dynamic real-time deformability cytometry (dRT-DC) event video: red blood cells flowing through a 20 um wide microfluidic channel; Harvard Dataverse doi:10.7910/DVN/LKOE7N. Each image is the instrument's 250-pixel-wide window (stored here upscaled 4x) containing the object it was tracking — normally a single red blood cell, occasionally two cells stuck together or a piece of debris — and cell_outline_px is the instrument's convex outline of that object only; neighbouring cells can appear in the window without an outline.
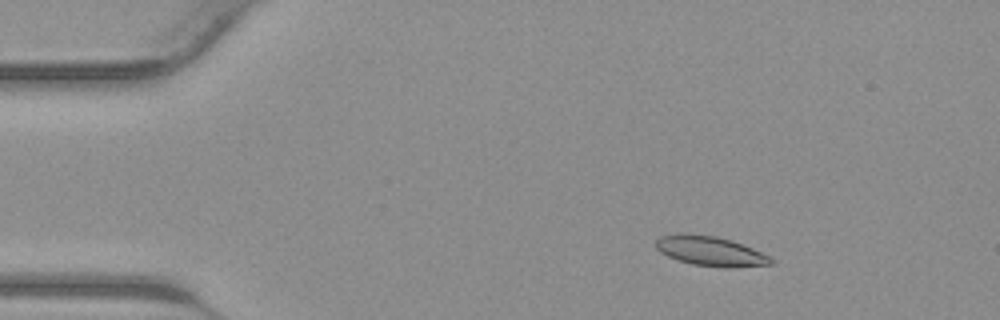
{"species": "common noctule bat (a hibernating species)", "species_latin": "Nyctalus noctula", "temperature_condition": "warm", "stored_images_in_passage": 43, "camera_frame_rate_fps": 3000, "um_per_image_px": 0.085, "animal": {"sex": "male", "body_mass_g": 23.1, "forearm_length_mm": 52.7}, "frame": {"image": 1, "passage_image": 7, "time_ms": 2.0, "image_size_px": [1000, 320], "cell_outline_px": [[772, 264], [732, 268], [724, 268], [692, 264], [668, 256], [660, 252], [656, 248], [656, 240], [660, 236], [680, 232], [688, 232], [716, 236], [732, 240], [752, 248], [768, 256], [772, 260]], "centroid_in_image_um": [60.34, 21.32], "position_along_channel_um": 24.7, "area_um2": 20.06}}
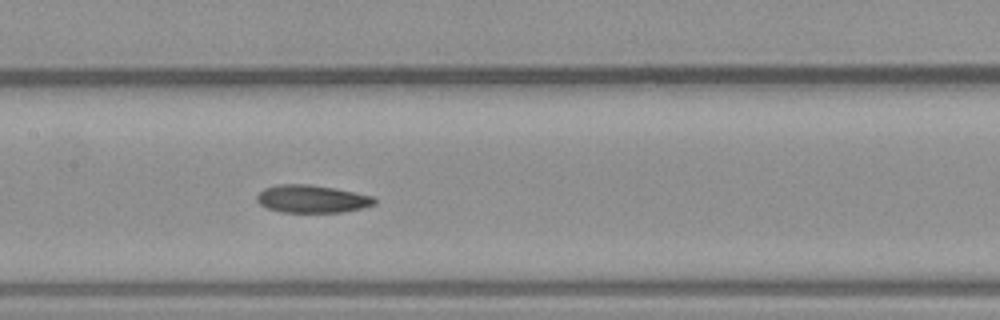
{"frame": {"image": 2, "passage_image": 21, "time_ms": 6.667, "image_size_px": [1000, 320], "cell_outline_px": [[376, 204], [364, 208], [344, 212], [280, 212], [268, 208], [260, 204], [256, 200], [256, 196], [264, 188], [276, 184], [312, 184], [336, 188], [372, 196], [376, 200]], "centroid_in_image_um": [26.52, 16.9], "position_along_channel_um": 180.9, "area_um2": 19.19}}
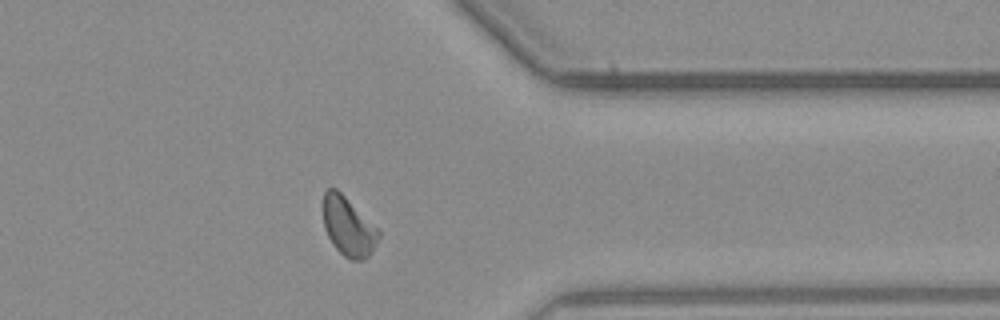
{"frame": {"image": 3, "passage_image": 34, "time_ms": 11.0, "image_size_px": [1000, 320], "cell_outline_px": [[380, 236], [372, 252], [364, 260], [352, 260], [344, 256], [332, 244], [324, 228], [324, 192], [328, 188], [336, 188], [380, 232]], "centroid_in_image_um": [29.6, 19.29], "position_along_channel_um": 381.8, "area_um2": 18.55}}